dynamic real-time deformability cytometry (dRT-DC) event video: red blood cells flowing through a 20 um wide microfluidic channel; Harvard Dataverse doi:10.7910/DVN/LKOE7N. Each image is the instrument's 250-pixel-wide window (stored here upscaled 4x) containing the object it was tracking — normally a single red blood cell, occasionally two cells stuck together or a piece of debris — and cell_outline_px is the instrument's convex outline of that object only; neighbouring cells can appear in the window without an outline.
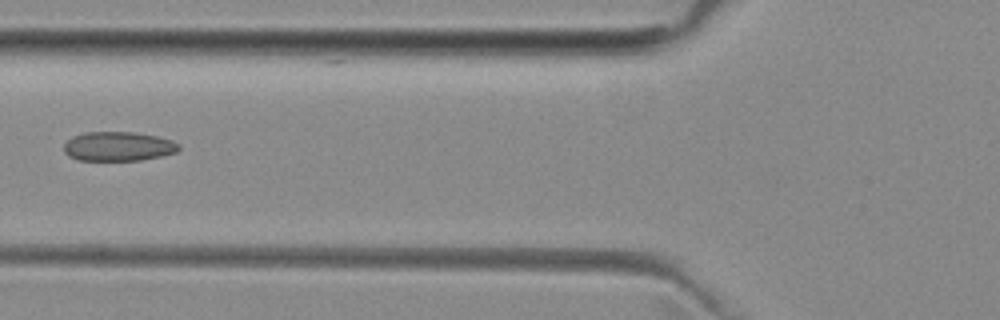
{"species": "common noctule bat (a hibernating species)", "species_latin": "Nyctalus noctula", "temperature_condition": "room temperature", "stored_images_in_passage": 6, "camera_frame_rate_fps": 3000, "um_per_image_px": 0.085, "animal": {"sex": "female", "body_mass_g": 29.2, "forearm_length_mm": 56.3}, "frame": {"image": 1, "passage_image": 5, "time_ms": 4.667, "image_size_px": [1000, 320], "cell_outline_px": [[180, 148], [176, 152], [160, 156], [140, 160], [76, 160], [68, 156], [64, 152], [64, 144], [72, 136], [84, 132], [136, 132], [156, 136], [172, 140], [180, 144]], "centroid_in_image_um": [10.03, 12.44], "position_along_channel_um": 115.8, "area_um2": 19.71}}
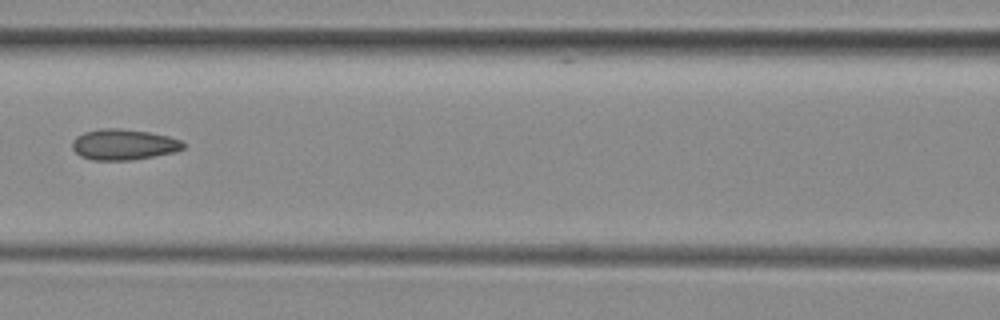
{"frame": {"image": 2, "passage_image": 6, "time_ms": 5.667, "image_size_px": [1000, 320], "cell_outline_px": [[184, 148], [176, 152], [132, 160], [92, 160], [80, 156], [72, 148], [72, 140], [76, 136], [84, 132], [100, 128], [120, 128], [148, 132], [168, 136], [180, 140], [184, 144]], "centroid_in_image_um": [10.49, 12.28], "position_along_channel_um": 156.1, "area_um2": 20.0}}